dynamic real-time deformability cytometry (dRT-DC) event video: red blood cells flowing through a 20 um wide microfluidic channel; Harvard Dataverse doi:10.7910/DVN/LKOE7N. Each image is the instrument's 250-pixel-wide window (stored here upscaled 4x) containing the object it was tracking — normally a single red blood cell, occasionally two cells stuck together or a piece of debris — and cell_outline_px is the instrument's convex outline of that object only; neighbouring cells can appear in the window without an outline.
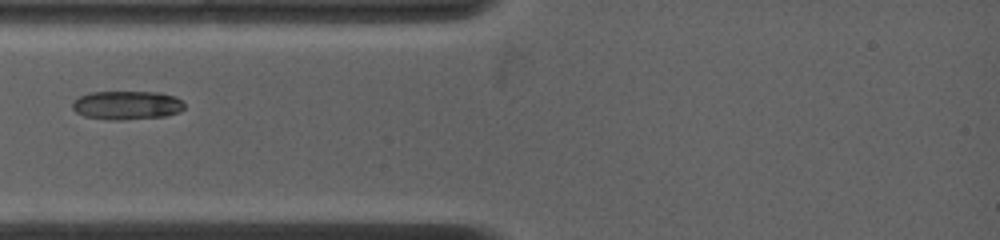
{"species": "common noctule bat (a hibernating species)", "species_latin": "Nyctalus noctula", "temperature_condition": "warm", "stored_images_in_passage": 31, "camera_frame_rate_fps": 4500, "um_per_image_px": 0.085, "animal": {"sex": "female", "body_mass_g": 19.0, "forearm_length_mm": 53.3}, "frame": {"image": 1, "passage_image": 1, "time_ms": 0.0, "image_size_px": [1000, 240], "cell_outline_px": [[184, 108], [180, 112], [164, 116], [120, 120], [112, 120], [84, 116], [76, 112], [72, 108], [72, 100], [80, 96], [92, 92], [160, 92], [176, 96], [184, 104]], "centroid_in_image_um": [10.78, 8.94], "position_along_channel_um": 74.2, "area_um2": 18.79}}
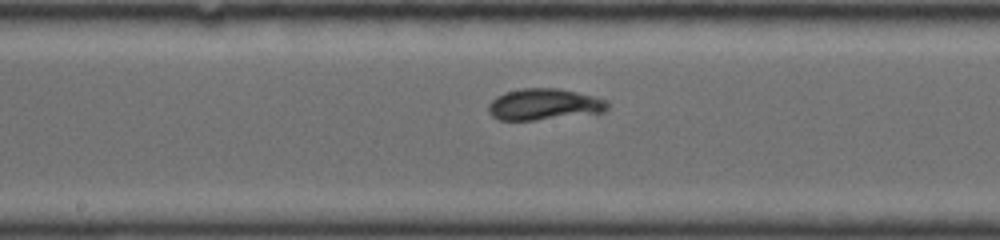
{"frame": {"image": 2, "passage_image": 9, "time_ms": 3.333, "image_size_px": [1000, 240], "cell_outline_px": [[608, 108], [604, 112], [536, 120], [500, 120], [492, 116], [488, 112], [488, 104], [496, 96], [504, 92], [524, 88], [556, 88], [576, 92], [608, 100]], "centroid_in_image_um": [46.22, 8.87], "position_along_channel_um": 202.0, "area_um2": 21.73}}
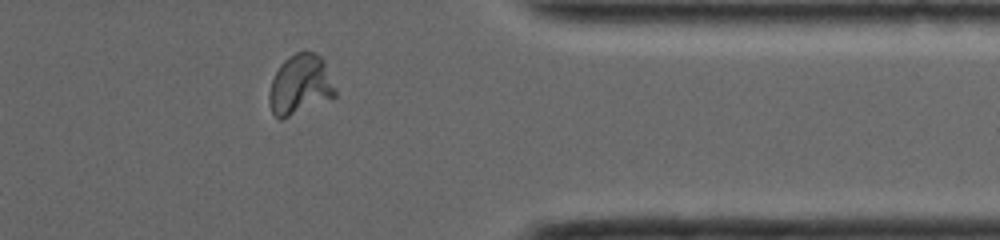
{"frame": {"image": 3, "passage_image": 22, "time_ms": 8.444, "image_size_px": [1000, 240], "cell_outline_px": [[336, 96], [280, 120], [272, 112], [268, 100], [268, 92], [272, 80], [280, 64], [288, 56], [296, 52], [316, 52], [324, 60], [336, 88]], "centroid_in_image_um": [25.51, 7.18], "position_along_channel_um": 385.9, "area_um2": 23.06}}